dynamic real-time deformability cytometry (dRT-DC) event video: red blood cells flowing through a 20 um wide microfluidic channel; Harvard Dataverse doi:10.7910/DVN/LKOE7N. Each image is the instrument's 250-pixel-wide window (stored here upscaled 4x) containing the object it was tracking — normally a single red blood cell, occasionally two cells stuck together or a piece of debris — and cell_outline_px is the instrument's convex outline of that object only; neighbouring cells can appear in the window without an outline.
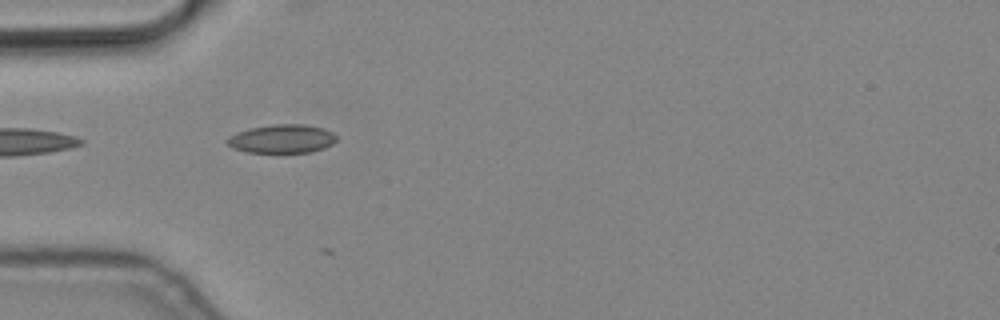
{"species": "common noctule bat (a hibernating species)", "species_latin": "Nyctalus noctula", "temperature_condition": "cold", "stored_images_in_passage": 4, "camera_frame_rate_fps": 3000, "um_per_image_px": 0.085, "animal": {"sex": "male", "body_mass_g": 19.2, "forearm_length_mm": 51.8}, "frame": {"image": 1, "passage_image": 3, "time_ms": 0.667, "image_size_px": [1000, 320], "cell_outline_px": [[336, 140], [332, 144], [324, 148], [312, 152], [248, 152], [232, 148], [224, 140], [228, 136], [236, 132], [248, 128], [272, 124], [304, 124], [324, 128], [332, 132], [336, 136]], "centroid_in_image_um": [23.94, 11.79], "position_along_channel_um": 61.1, "area_um2": 18.38}}
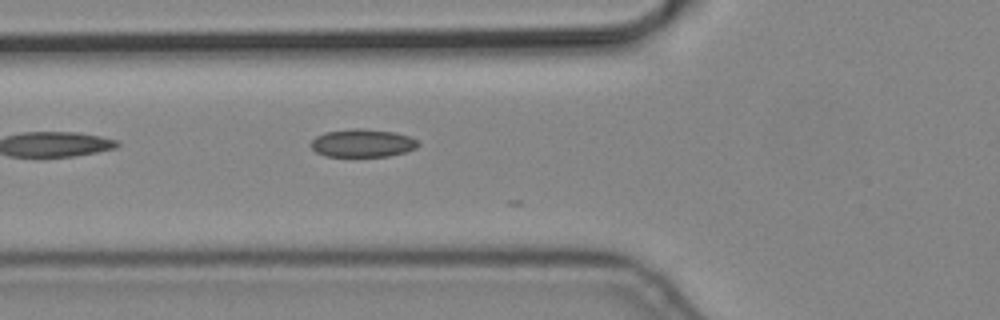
{"frame": {"image": 2, "passage_image": 4, "time_ms": 1.0, "image_size_px": [1000, 320], "cell_outline_px": [[420, 144], [416, 148], [404, 152], [388, 156], [324, 156], [316, 152], [312, 148], [312, 140], [316, 136], [324, 132], [352, 128], [364, 128], [396, 132], [408, 136], [416, 140]], "centroid_in_image_um": [30.81, 12.15], "position_along_channel_um": 95.0, "area_um2": 17.51}}